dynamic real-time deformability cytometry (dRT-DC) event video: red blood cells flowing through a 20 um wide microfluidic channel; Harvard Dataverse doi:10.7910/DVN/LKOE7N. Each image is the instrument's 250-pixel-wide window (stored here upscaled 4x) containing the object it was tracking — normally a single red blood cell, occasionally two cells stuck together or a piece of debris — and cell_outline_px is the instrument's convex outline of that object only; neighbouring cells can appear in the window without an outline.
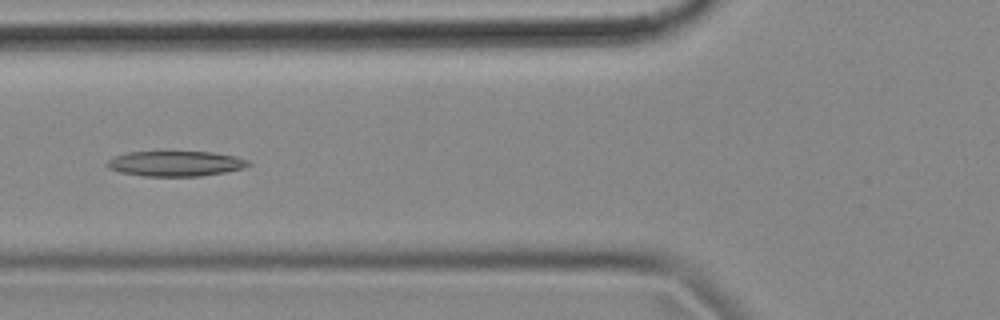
{"species": "common noctule bat (a hibernating species)", "species_latin": "Nyctalus noctula", "temperature_condition": "cold", "stored_images_in_passage": 42, "camera_frame_rate_fps": 3000, "um_per_image_px": 0.085, "animal": {"sex": "female", "body_mass_g": 18.4}, "frame": {"image": 1, "passage_image": 7, "time_ms": 2.0, "image_size_px": [1000, 320], "cell_outline_px": [[252, 164], [244, 168], [224, 172], [200, 176], [144, 176], [120, 172], [108, 168], [104, 164], [108, 160], [116, 156], [128, 152], [212, 152], [236, 156], [248, 160]], "centroid_in_image_um": [14.93, 13.91], "position_along_channel_um": 110.9, "area_um2": 20.75}}